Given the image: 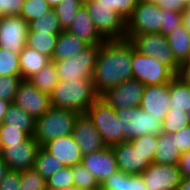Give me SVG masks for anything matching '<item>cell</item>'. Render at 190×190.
Segmentation results:
<instances>
[{
  "label": "cell",
  "instance_id": "1",
  "mask_svg": "<svg viewBox=\"0 0 190 190\" xmlns=\"http://www.w3.org/2000/svg\"><path fill=\"white\" fill-rule=\"evenodd\" d=\"M133 44L128 39L106 40L99 49L92 75L96 92L101 95L106 90L133 79Z\"/></svg>",
  "mask_w": 190,
  "mask_h": 190
},
{
  "label": "cell",
  "instance_id": "2",
  "mask_svg": "<svg viewBox=\"0 0 190 190\" xmlns=\"http://www.w3.org/2000/svg\"><path fill=\"white\" fill-rule=\"evenodd\" d=\"M100 97L92 79L59 80L50 94L51 105L85 114Z\"/></svg>",
  "mask_w": 190,
  "mask_h": 190
},
{
  "label": "cell",
  "instance_id": "3",
  "mask_svg": "<svg viewBox=\"0 0 190 190\" xmlns=\"http://www.w3.org/2000/svg\"><path fill=\"white\" fill-rule=\"evenodd\" d=\"M79 113L69 109L51 107L35 120L34 140L43 147L49 141L72 134Z\"/></svg>",
  "mask_w": 190,
  "mask_h": 190
},
{
  "label": "cell",
  "instance_id": "4",
  "mask_svg": "<svg viewBox=\"0 0 190 190\" xmlns=\"http://www.w3.org/2000/svg\"><path fill=\"white\" fill-rule=\"evenodd\" d=\"M100 133L106 147H113L124 142L123 132L116 110L100 97L85 113Z\"/></svg>",
  "mask_w": 190,
  "mask_h": 190
},
{
  "label": "cell",
  "instance_id": "5",
  "mask_svg": "<svg viewBox=\"0 0 190 190\" xmlns=\"http://www.w3.org/2000/svg\"><path fill=\"white\" fill-rule=\"evenodd\" d=\"M124 141H131L140 136L163 133L162 121L155 119L140 107L122 108L116 111Z\"/></svg>",
  "mask_w": 190,
  "mask_h": 190
},
{
  "label": "cell",
  "instance_id": "6",
  "mask_svg": "<svg viewBox=\"0 0 190 190\" xmlns=\"http://www.w3.org/2000/svg\"><path fill=\"white\" fill-rule=\"evenodd\" d=\"M101 45H88L68 59L53 61L59 80L92 79Z\"/></svg>",
  "mask_w": 190,
  "mask_h": 190
},
{
  "label": "cell",
  "instance_id": "7",
  "mask_svg": "<svg viewBox=\"0 0 190 190\" xmlns=\"http://www.w3.org/2000/svg\"><path fill=\"white\" fill-rule=\"evenodd\" d=\"M96 30L105 40H122L126 35V20L99 0L84 3Z\"/></svg>",
  "mask_w": 190,
  "mask_h": 190
},
{
  "label": "cell",
  "instance_id": "8",
  "mask_svg": "<svg viewBox=\"0 0 190 190\" xmlns=\"http://www.w3.org/2000/svg\"><path fill=\"white\" fill-rule=\"evenodd\" d=\"M125 39H128L133 44L136 51L155 58L158 62L168 66L177 74L179 64L174 59L166 36L161 33H145L125 35Z\"/></svg>",
  "mask_w": 190,
  "mask_h": 190
},
{
  "label": "cell",
  "instance_id": "9",
  "mask_svg": "<svg viewBox=\"0 0 190 190\" xmlns=\"http://www.w3.org/2000/svg\"><path fill=\"white\" fill-rule=\"evenodd\" d=\"M132 66L133 79L140 81L144 86L169 83L176 76L168 66L135 49Z\"/></svg>",
  "mask_w": 190,
  "mask_h": 190
},
{
  "label": "cell",
  "instance_id": "10",
  "mask_svg": "<svg viewBox=\"0 0 190 190\" xmlns=\"http://www.w3.org/2000/svg\"><path fill=\"white\" fill-rule=\"evenodd\" d=\"M162 9L156 2L139 1L126 20V35L161 33Z\"/></svg>",
  "mask_w": 190,
  "mask_h": 190
},
{
  "label": "cell",
  "instance_id": "11",
  "mask_svg": "<svg viewBox=\"0 0 190 190\" xmlns=\"http://www.w3.org/2000/svg\"><path fill=\"white\" fill-rule=\"evenodd\" d=\"M28 22L20 15L0 16V48L20 55L27 43Z\"/></svg>",
  "mask_w": 190,
  "mask_h": 190
},
{
  "label": "cell",
  "instance_id": "12",
  "mask_svg": "<svg viewBox=\"0 0 190 190\" xmlns=\"http://www.w3.org/2000/svg\"><path fill=\"white\" fill-rule=\"evenodd\" d=\"M35 120L52 107L50 95L38 90L30 81L22 79L12 102Z\"/></svg>",
  "mask_w": 190,
  "mask_h": 190
},
{
  "label": "cell",
  "instance_id": "13",
  "mask_svg": "<svg viewBox=\"0 0 190 190\" xmlns=\"http://www.w3.org/2000/svg\"><path fill=\"white\" fill-rule=\"evenodd\" d=\"M145 86L136 79H129L106 90L100 98L116 111L122 108L139 107Z\"/></svg>",
  "mask_w": 190,
  "mask_h": 190
},
{
  "label": "cell",
  "instance_id": "14",
  "mask_svg": "<svg viewBox=\"0 0 190 190\" xmlns=\"http://www.w3.org/2000/svg\"><path fill=\"white\" fill-rule=\"evenodd\" d=\"M147 190H177L181 181L178 165L152 162L141 173Z\"/></svg>",
  "mask_w": 190,
  "mask_h": 190
},
{
  "label": "cell",
  "instance_id": "15",
  "mask_svg": "<svg viewBox=\"0 0 190 190\" xmlns=\"http://www.w3.org/2000/svg\"><path fill=\"white\" fill-rule=\"evenodd\" d=\"M40 148L41 146L31 137L25 144H9V147H3L1 158L10 170L31 169Z\"/></svg>",
  "mask_w": 190,
  "mask_h": 190
},
{
  "label": "cell",
  "instance_id": "16",
  "mask_svg": "<svg viewBox=\"0 0 190 190\" xmlns=\"http://www.w3.org/2000/svg\"><path fill=\"white\" fill-rule=\"evenodd\" d=\"M81 164L94 176L99 185L118 171L112 147H105L99 151L82 156Z\"/></svg>",
  "mask_w": 190,
  "mask_h": 190
},
{
  "label": "cell",
  "instance_id": "17",
  "mask_svg": "<svg viewBox=\"0 0 190 190\" xmlns=\"http://www.w3.org/2000/svg\"><path fill=\"white\" fill-rule=\"evenodd\" d=\"M118 170L130 175L141 174L152 162L130 141L112 147Z\"/></svg>",
  "mask_w": 190,
  "mask_h": 190
},
{
  "label": "cell",
  "instance_id": "18",
  "mask_svg": "<svg viewBox=\"0 0 190 190\" xmlns=\"http://www.w3.org/2000/svg\"><path fill=\"white\" fill-rule=\"evenodd\" d=\"M139 107L163 121L170 110L169 83L145 86Z\"/></svg>",
  "mask_w": 190,
  "mask_h": 190
},
{
  "label": "cell",
  "instance_id": "19",
  "mask_svg": "<svg viewBox=\"0 0 190 190\" xmlns=\"http://www.w3.org/2000/svg\"><path fill=\"white\" fill-rule=\"evenodd\" d=\"M72 136L77 142L82 156L106 147L100 133L86 114H80L76 119Z\"/></svg>",
  "mask_w": 190,
  "mask_h": 190
},
{
  "label": "cell",
  "instance_id": "20",
  "mask_svg": "<svg viewBox=\"0 0 190 190\" xmlns=\"http://www.w3.org/2000/svg\"><path fill=\"white\" fill-rule=\"evenodd\" d=\"M43 148L63 166L72 167L81 163L82 154L72 134L55 138L46 143Z\"/></svg>",
  "mask_w": 190,
  "mask_h": 190
},
{
  "label": "cell",
  "instance_id": "21",
  "mask_svg": "<svg viewBox=\"0 0 190 190\" xmlns=\"http://www.w3.org/2000/svg\"><path fill=\"white\" fill-rule=\"evenodd\" d=\"M67 31L78 36L88 45H102L106 41L96 30L85 5L78 9Z\"/></svg>",
  "mask_w": 190,
  "mask_h": 190
},
{
  "label": "cell",
  "instance_id": "22",
  "mask_svg": "<svg viewBox=\"0 0 190 190\" xmlns=\"http://www.w3.org/2000/svg\"><path fill=\"white\" fill-rule=\"evenodd\" d=\"M87 46L88 44L78 36L64 30L58 35L51 61L68 59L71 56L77 55Z\"/></svg>",
  "mask_w": 190,
  "mask_h": 190
},
{
  "label": "cell",
  "instance_id": "23",
  "mask_svg": "<svg viewBox=\"0 0 190 190\" xmlns=\"http://www.w3.org/2000/svg\"><path fill=\"white\" fill-rule=\"evenodd\" d=\"M100 190H147L141 174H126L116 171L101 185Z\"/></svg>",
  "mask_w": 190,
  "mask_h": 190
},
{
  "label": "cell",
  "instance_id": "24",
  "mask_svg": "<svg viewBox=\"0 0 190 190\" xmlns=\"http://www.w3.org/2000/svg\"><path fill=\"white\" fill-rule=\"evenodd\" d=\"M21 78L28 80L37 74L51 59L35 49L25 46L19 55Z\"/></svg>",
  "mask_w": 190,
  "mask_h": 190
},
{
  "label": "cell",
  "instance_id": "25",
  "mask_svg": "<svg viewBox=\"0 0 190 190\" xmlns=\"http://www.w3.org/2000/svg\"><path fill=\"white\" fill-rule=\"evenodd\" d=\"M181 153L176 149L175 134L162 133L158 136L154 162L158 164L178 165Z\"/></svg>",
  "mask_w": 190,
  "mask_h": 190
},
{
  "label": "cell",
  "instance_id": "26",
  "mask_svg": "<svg viewBox=\"0 0 190 190\" xmlns=\"http://www.w3.org/2000/svg\"><path fill=\"white\" fill-rule=\"evenodd\" d=\"M166 38L179 65L190 58V37L183 24L166 35Z\"/></svg>",
  "mask_w": 190,
  "mask_h": 190
},
{
  "label": "cell",
  "instance_id": "27",
  "mask_svg": "<svg viewBox=\"0 0 190 190\" xmlns=\"http://www.w3.org/2000/svg\"><path fill=\"white\" fill-rule=\"evenodd\" d=\"M170 110L188 112L190 108V85L175 76L169 82Z\"/></svg>",
  "mask_w": 190,
  "mask_h": 190
},
{
  "label": "cell",
  "instance_id": "28",
  "mask_svg": "<svg viewBox=\"0 0 190 190\" xmlns=\"http://www.w3.org/2000/svg\"><path fill=\"white\" fill-rule=\"evenodd\" d=\"M4 123L9 127L19 128V130L26 132L31 137L34 134L35 119L13 103L7 110Z\"/></svg>",
  "mask_w": 190,
  "mask_h": 190
},
{
  "label": "cell",
  "instance_id": "29",
  "mask_svg": "<svg viewBox=\"0 0 190 190\" xmlns=\"http://www.w3.org/2000/svg\"><path fill=\"white\" fill-rule=\"evenodd\" d=\"M59 34L28 32L26 46L52 59Z\"/></svg>",
  "mask_w": 190,
  "mask_h": 190
},
{
  "label": "cell",
  "instance_id": "30",
  "mask_svg": "<svg viewBox=\"0 0 190 190\" xmlns=\"http://www.w3.org/2000/svg\"><path fill=\"white\" fill-rule=\"evenodd\" d=\"M38 90L50 95L59 82L53 61L43 67L37 74L28 79Z\"/></svg>",
  "mask_w": 190,
  "mask_h": 190
},
{
  "label": "cell",
  "instance_id": "31",
  "mask_svg": "<svg viewBox=\"0 0 190 190\" xmlns=\"http://www.w3.org/2000/svg\"><path fill=\"white\" fill-rule=\"evenodd\" d=\"M64 166L53 155L48 153L43 147L38 151L34 167L38 174L46 181Z\"/></svg>",
  "mask_w": 190,
  "mask_h": 190
},
{
  "label": "cell",
  "instance_id": "32",
  "mask_svg": "<svg viewBox=\"0 0 190 190\" xmlns=\"http://www.w3.org/2000/svg\"><path fill=\"white\" fill-rule=\"evenodd\" d=\"M29 32H47L51 34H60L63 30L55 10L52 8L45 15L34 19L28 23Z\"/></svg>",
  "mask_w": 190,
  "mask_h": 190
},
{
  "label": "cell",
  "instance_id": "33",
  "mask_svg": "<svg viewBox=\"0 0 190 190\" xmlns=\"http://www.w3.org/2000/svg\"><path fill=\"white\" fill-rule=\"evenodd\" d=\"M83 5L84 3L81 0H62L54 8L63 31L70 27L76 12Z\"/></svg>",
  "mask_w": 190,
  "mask_h": 190
},
{
  "label": "cell",
  "instance_id": "34",
  "mask_svg": "<svg viewBox=\"0 0 190 190\" xmlns=\"http://www.w3.org/2000/svg\"><path fill=\"white\" fill-rule=\"evenodd\" d=\"M75 186L72 167L64 166L46 180L47 190H64Z\"/></svg>",
  "mask_w": 190,
  "mask_h": 190
},
{
  "label": "cell",
  "instance_id": "35",
  "mask_svg": "<svg viewBox=\"0 0 190 190\" xmlns=\"http://www.w3.org/2000/svg\"><path fill=\"white\" fill-rule=\"evenodd\" d=\"M0 76H21L19 55L0 48Z\"/></svg>",
  "mask_w": 190,
  "mask_h": 190
},
{
  "label": "cell",
  "instance_id": "36",
  "mask_svg": "<svg viewBox=\"0 0 190 190\" xmlns=\"http://www.w3.org/2000/svg\"><path fill=\"white\" fill-rule=\"evenodd\" d=\"M52 8L44 0H24L20 16L28 23L45 15Z\"/></svg>",
  "mask_w": 190,
  "mask_h": 190
},
{
  "label": "cell",
  "instance_id": "37",
  "mask_svg": "<svg viewBox=\"0 0 190 190\" xmlns=\"http://www.w3.org/2000/svg\"><path fill=\"white\" fill-rule=\"evenodd\" d=\"M189 125V118L186 112L178 110H169L162 121V130L164 133H175L183 127Z\"/></svg>",
  "mask_w": 190,
  "mask_h": 190
},
{
  "label": "cell",
  "instance_id": "38",
  "mask_svg": "<svg viewBox=\"0 0 190 190\" xmlns=\"http://www.w3.org/2000/svg\"><path fill=\"white\" fill-rule=\"evenodd\" d=\"M72 172L75 187L82 190H100L99 183L81 163L72 166Z\"/></svg>",
  "mask_w": 190,
  "mask_h": 190
},
{
  "label": "cell",
  "instance_id": "39",
  "mask_svg": "<svg viewBox=\"0 0 190 190\" xmlns=\"http://www.w3.org/2000/svg\"><path fill=\"white\" fill-rule=\"evenodd\" d=\"M31 138L26 132L19 128L9 127L4 122L0 124V139L2 147H9V144H25Z\"/></svg>",
  "mask_w": 190,
  "mask_h": 190
},
{
  "label": "cell",
  "instance_id": "40",
  "mask_svg": "<svg viewBox=\"0 0 190 190\" xmlns=\"http://www.w3.org/2000/svg\"><path fill=\"white\" fill-rule=\"evenodd\" d=\"M20 190H47L46 181L31 168L20 171Z\"/></svg>",
  "mask_w": 190,
  "mask_h": 190
},
{
  "label": "cell",
  "instance_id": "41",
  "mask_svg": "<svg viewBox=\"0 0 190 190\" xmlns=\"http://www.w3.org/2000/svg\"><path fill=\"white\" fill-rule=\"evenodd\" d=\"M130 142L134 145V148H138L143 154H145L148 160L154 162L156 146L158 143L157 135L147 134L132 139Z\"/></svg>",
  "mask_w": 190,
  "mask_h": 190
},
{
  "label": "cell",
  "instance_id": "42",
  "mask_svg": "<svg viewBox=\"0 0 190 190\" xmlns=\"http://www.w3.org/2000/svg\"><path fill=\"white\" fill-rule=\"evenodd\" d=\"M21 76H0V99L13 102Z\"/></svg>",
  "mask_w": 190,
  "mask_h": 190
},
{
  "label": "cell",
  "instance_id": "43",
  "mask_svg": "<svg viewBox=\"0 0 190 190\" xmlns=\"http://www.w3.org/2000/svg\"><path fill=\"white\" fill-rule=\"evenodd\" d=\"M102 4L108 6L120 14V16L127 20L132 14L134 8L137 6L139 0H99Z\"/></svg>",
  "mask_w": 190,
  "mask_h": 190
},
{
  "label": "cell",
  "instance_id": "44",
  "mask_svg": "<svg viewBox=\"0 0 190 190\" xmlns=\"http://www.w3.org/2000/svg\"><path fill=\"white\" fill-rule=\"evenodd\" d=\"M182 12L162 10L161 34L164 36L182 25Z\"/></svg>",
  "mask_w": 190,
  "mask_h": 190
},
{
  "label": "cell",
  "instance_id": "45",
  "mask_svg": "<svg viewBox=\"0 0 190 190\" xmlns=\"http://www.w3.org/2000/svg\"><path fill=\"white\" fill-rule=\"evenodd\" d=\"M174 134L176 149L178 152L183 154L190 151V125L183 127Z\"/></svg>",
  "mask_w": 190,
  "mask_h": 190
},
{
  "label": "cell",
  "instance_id": "46",
  "mask_svg": "<svg viewBox=\"0 0 190 190\" xmlns=\"http://www.w3.org/2000/svg\"><path fill=\"white\" fill-rule=\"evenodd\" d=\"M24 0H0V16L20 15Z\"/></svg>",
  "mask_w": 190,
  "mask_h": 190
},
{
  "label": "cell",
  "instance_id": "47",
  "mask_svg": "<svg viewBox=\"0 0 190 190\" xmlns=\"http://www.w3.org/2000/svg\"><path fill=\"white\" fill-rule=\"evenodd\" d=\"M0 190H20V171L9 170L0 183Z\"/></svg>",
  "mask_w": 190,
  "mask_h": 190
},
{
  "label": "cell",
  "instance_id": "48",
  "mask_svg": "<svg viewBox=\"0 0 190 190\" xmlns=\"http://www.w3.org/2000/svg\"><path fill=\"white\" fill-rule=\"evenodd\" d=\"M156 4L162 10L182 12L185 9V4L182 0H157Z\"/></svg>",
  "mask_w": 190,
  "mask_h": 190
},
{
  "label": "cell",
  "instance_id": "49",
  "mask_svg": "<svg viewBox=\"0 0 190 190\" xmlns=\"http://www.w3.org/2000/svg\"><path fill=\"white\" fill-rule=\"evenodd\" d=\"M178 167L183 178H190V151L181 154Z\"/></svg>",
  "mask_w": 190,
  "mask_h": 190
},
{
  "label": "cell",
  "instance_id": "50",
  "mask_svg": "<svg viewBox=\"0 0 190 190\" xmlns=\"http://www.w3.org/2000/svg\"><path fill=\"white\" fill-rule=\"evenodd\" d=\"M176 76L184 83L190 85V58L179 65Z\"/></svg>",
  "mask_w": 190,
  "mask_h": 190
},
{
  "label": "cell",
  "instance_id": "51",
  "mask_svg": "<svg viewBox=\"0 0 190 190\" xmlns=\"http://www.w3.org/2000/svg\"><path fill=\"white\" fill-rule=\"evenodd\" d=\"M10 105H11V102L4 99H0V124L4 122L7 110Z\"/></svg>",
  "mask_w": 190,
  "mask_h": 190
},
{
  "label": "cell",
  "instance_id": "52",
  "mask_svg": "<svg viewBox=\"0 0 190 190\" xmlns=\"http://www.w3.org/2000/svg\"><path fill=\"white\" fill-rule=\"evenodd\" d=\"M9 170L10 169L7 166V164L0 157V183L2 182L3 178L7 175Z\"/></svg>",
  "mask_w": 190,
  "mask_h": 190
},
{
  "label": "cell",
  "instance_id": "53",
  "mask_svg": "<svg viewBox=\"0 0 190 190\" xmlns=\"http://www.w3.org/2000/svg\"><path fill=\"white\" fill-rule=\"evenodd\" d=\"M177 190H190V178L182 177Z\"/></svg>",
  "mask_w": 190,
  "mask_h": 190
},
{
  "label": "cell",
  "instance_id": "54",
  "mask_svg": "<svg viewBox=\"0 0 190 190\" xmlns=\"http://www.w3.org/2000/svg\"><path fill=\"white\" fill-rule=\"evenodd\" d=\"M183 26L187 31H190V16H182Z\"/></svg>",
  "mask_w": 190,
  "mask_h": 190
},
{
  "label": "cell",
  "instance_id": "55",
  "mask_svg": "<svg viewBox=\"0 0 190 190\" xmlns=\"http://www.w3.org/2000/svg\"><path fill=\"white\" fill-rule=\"evenodd\" d=\"M44 1L47 2L51 8L54 9L57 5L60 4L62 0H44Z\"/></svg>",
  "mask_w": 190,
  "mask_h": 190
},
{
  "label": "cell",
  "instance_id": "56",
  "mask_svg": "<svg viewBox=\"0 0 190 190\" xmlns=\"http://www.w3.org/2000/svg\"><path fill=\"white\" fill-rule=\"evenodd\" d=\"M182 16H190V1L185 5V9L182 11Z\"/></svg>",
  "mask_w": 190,
  "mask_h": 190
},
{
  "label": "cell",
  "instance_id": "57",
  "mask_svg": "<svg viewBox=\"0 0 190 190\" xmlns=\"http://www.w3.org/2000/svg\"><path fill=\"white\" fill-rule=\"evenodd\" d=\"M64 190H82V189L73 186V187H70V188H68V189H64Z\"/></svg>",
  "mask_w": 190,
  "mask_h": 190
},
{
  "label": "cell",
  "instance_id": "58",
  "mask_svg": "<svg viewBox=\"0 0 190 190\" xmlns=\"http://www.w3.org/2000/svg\"><path fill=\"white\" fill-rule=\"evenodd\" d=\"M2 150H3V147H2L1 139H0V157H1V155H2Z\"/></svg>",
  "mask_w": 190,
  "mask_h": 190
},
{
  "label": "cell",
  "instance_id": "59",
  "mask_svg": "<svg viewBox=\"0 0 190 190\" xmlns=\"http://www.w3.org/2000/svg\"><path fill=\"white\" fill-rule=\"evenodd\" d=\"M139 1H144V2H156L157 0H139Z\"/></svg>",
  "mask_w": 190,
  "mask_h": 190
},
{
  "label": "cell",
  "instance_id": "60",
  "mask_svg": "<svg viewBox=\"0 0 190 190\" xmlns=\"http://www.w3.org/2000/svg\"><path fill=\"white\" fill-rule=\"evenodd\" d=\"M187 115H188V118H189V125H190V108H189V110L187 112Z\"/></svg>",
  "mask_w": 190,
  "mask_h": 190
},
{
  "label": "cell",
  "instance_id": "61",
  "mask_svg": "<svg viewBox=\"0 0 190 190\" xmlns=\"http://www.w3.org/2000/svg\"><path fill=\"white\" fill-rule=\"evenodd\" d=\"M182 1L186 5L190 0H182Z\"/></svg>",
  "mask_w": 190,
  "mask_h": 190
},
{
  "label": "cell",
  "instance_id": "62",
  "mask_svg": "<svg viewBox=\"0 0 190 190\" xmlns=\"http://www.w3.org/2000/svg\"><path fill=\"white\" fill-rule=\"evenodd\" d=\"M83 3H86L88 1H92V0H81Z\"/></svg>",
  "mask_w": 190,
  "mask_h": 190
}]
</instances>
